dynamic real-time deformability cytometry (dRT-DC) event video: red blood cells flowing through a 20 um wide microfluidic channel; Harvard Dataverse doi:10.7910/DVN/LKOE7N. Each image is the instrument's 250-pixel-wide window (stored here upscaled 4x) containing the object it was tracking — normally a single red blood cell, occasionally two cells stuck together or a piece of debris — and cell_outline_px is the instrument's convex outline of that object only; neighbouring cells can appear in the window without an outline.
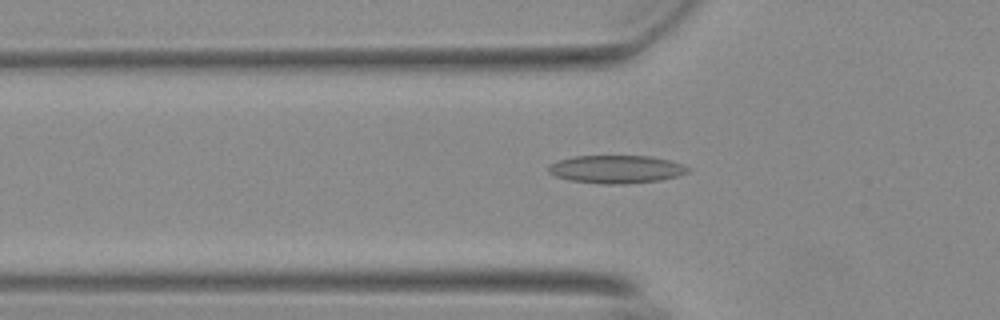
{"species": "Egyptian fruit bat (a non-hibernating species)", "species_latin": "Rousettus aegyptiacus", "temperature_condition": "warm", "stored_images_in_passage": 27, "camera_frame_rate_fps": 3000, "um_per_image_px": 0.085, "animal": {"sex": "female"}, "frame": {"image": 1, "passage_image": 19, "time_ms": 6.0, "image_size_px": [1000, 320], "cell_outline_px": [[692, 168], [688, 172], [676, 176], [660, 180], [624, 184], [604, 184], [568, 180], [556, 176], [548, 172], [548, 164], [560, 160], [576, 156], [652, 156], [684, 164]], "centroid_in_image_um": [52.4, 14.38], "position_along_channel_um": 73.4, "area_um2": 22.77}}
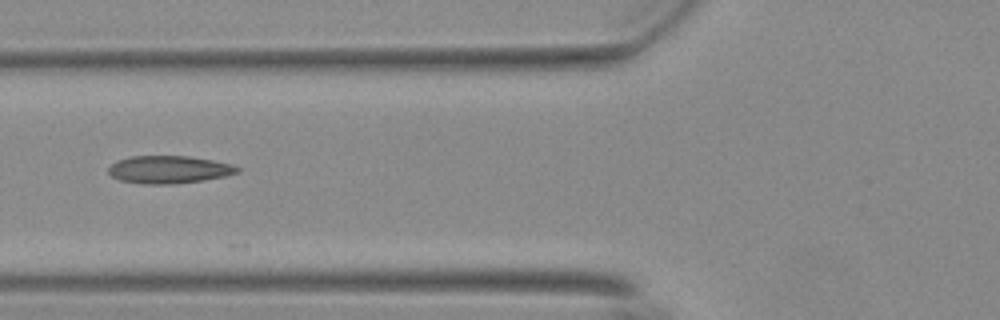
{"frame": {"image": 2, "passage_image": 22, "time_ms": 7.0, "image_size_px": [1000, 320], "cell_outline_px": [[240, 172], [224, 176], [200, 180], [172, 184], [144, 184], [120, 180], [112, 176], [108, 172], [108, 168], [116, 160], [132, 156], [188, 156], [212, 160], [232, 164], [240, 168]], "centroid_in_image_um": [14.34, 14.4], "position_along_channel_um": 111.5, "area_um2": 20.63}}
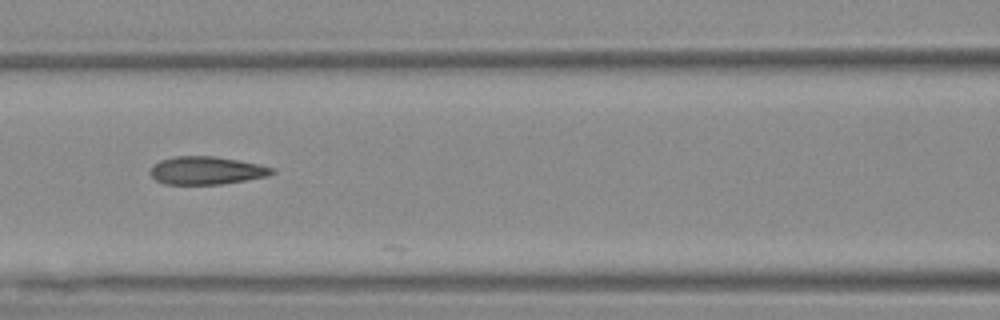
{"frame": {"image": 3, "passage_image": 25, "time_ms": 8.0, "image_size_px": [1000, 320], "cell_outline_px": [[276, 172], [268, 176], [220, 184], [164, 184], [156, 180], [148, 172], [152, 164], [160, 160], [176, 156], [212, 156], [260, 164], [276, 168]], "centroid_in_image_um": [17.53, 14.49], "position_along_channel_um": 149.1, "area_um2": 19.88}}